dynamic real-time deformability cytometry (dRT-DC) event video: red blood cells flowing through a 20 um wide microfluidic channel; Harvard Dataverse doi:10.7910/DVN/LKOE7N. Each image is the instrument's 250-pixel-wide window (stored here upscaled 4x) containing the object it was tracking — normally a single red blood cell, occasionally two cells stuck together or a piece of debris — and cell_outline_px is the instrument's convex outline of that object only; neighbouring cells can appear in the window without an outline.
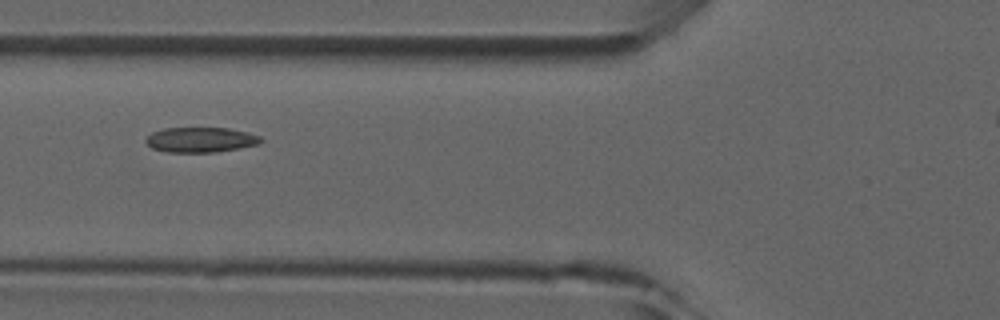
{"species": "common noctule bat (a hibernating species)", "species_latin": "Nyctalus noctula", "temperature_condition": "room temperature", "stored_images_in_passage": 4, "camera_frame_rate_fps": 3000, "um_per_image_px": 0.085, "animal": {"sex": "male", "forearm_length_mm": 52.5}, "frame": {"image": 1, "passage_image": 3, "time_ms": 3.0, "image_size_px": [1000, 320], "cell_outline_px": [[264, 140], [260, 144], [216, 152], [168, 152], [152, 148], [144, 140], [152, 132], [164, 128], [228, 128], [248, 132], [260, 136]], "centroid_in_image_um": [17.08, 11.88], "position_along_channel_um": 108.7, "area_um2": 16.82}}
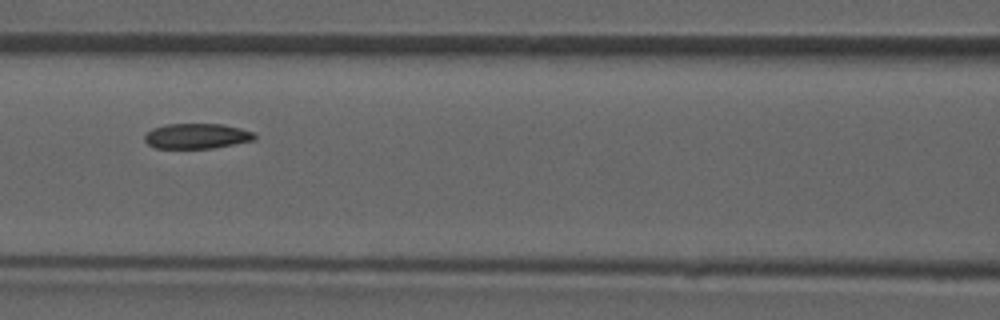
{"frame": {"image": 2, "passage_image": 4, "time_ms": 4.0, "image_size_px": [1000, 320], "cell_outline_px": [[256, 136], [252, 140], [212, 148], [156, 148], [148, 144], [144, 140], [144, 136], [152, 128], [164, 124], [224, 124], [240, 128], [252, 132]], "centroid_in_image_um": [16.68, 11.55], "position_along_channel_um": 149.9, "area_um2": 16.01}}